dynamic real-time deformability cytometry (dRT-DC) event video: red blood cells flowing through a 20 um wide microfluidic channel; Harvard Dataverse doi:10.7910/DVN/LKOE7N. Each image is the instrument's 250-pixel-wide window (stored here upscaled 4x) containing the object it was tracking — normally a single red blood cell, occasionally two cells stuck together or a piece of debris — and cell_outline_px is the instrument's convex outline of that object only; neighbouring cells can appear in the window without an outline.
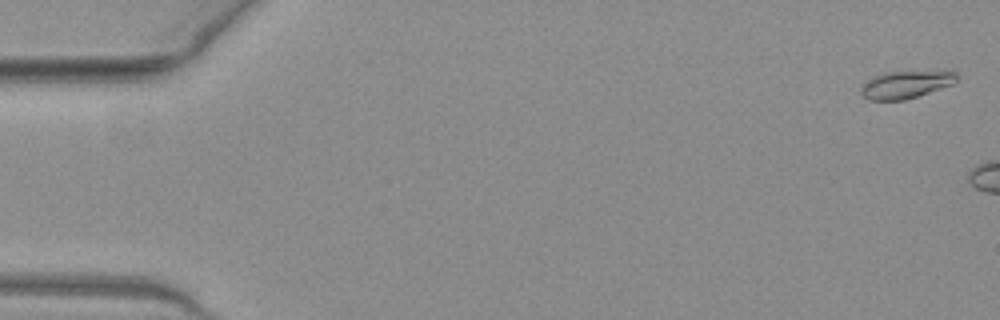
{"species": "common noctule bat (a hibernating species)", "species_latin": "Nyctalus noctula", "temperature_condition": "warm", "stored_images_in_passage": 11, "camera_frame_rate_fps": 3000, "um_per_image_px": 0.085, "animal": {"sex": "female", "body_mass_g": 19.3, "forearm_length_mm": 54.1}, "frame": {"image": 1, "passage_image": 2, "time_ms": 0.333, "image_size_px": [1000, 320], "cell_outline_px": [[960, 76], [952, 84], [904, 100], [868, 100], [860, 92], [860, 84], [872, 76], [884, 72], [956, 72]], "centroid_in_image_um": [76.9, 7.19], "position_along_channel_um": 8.1, "area_um2": 15.14}}